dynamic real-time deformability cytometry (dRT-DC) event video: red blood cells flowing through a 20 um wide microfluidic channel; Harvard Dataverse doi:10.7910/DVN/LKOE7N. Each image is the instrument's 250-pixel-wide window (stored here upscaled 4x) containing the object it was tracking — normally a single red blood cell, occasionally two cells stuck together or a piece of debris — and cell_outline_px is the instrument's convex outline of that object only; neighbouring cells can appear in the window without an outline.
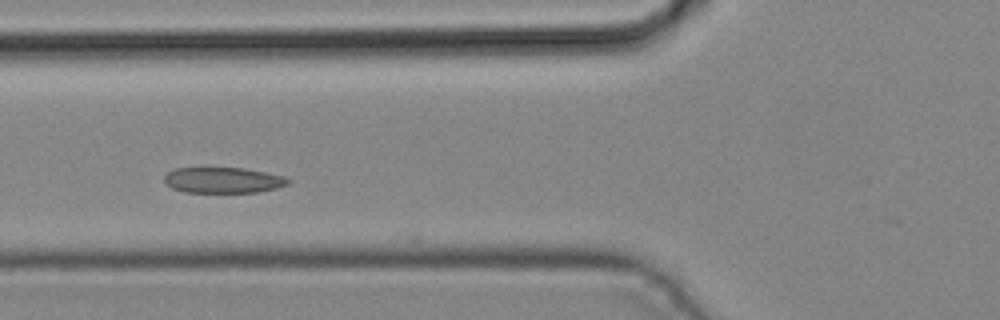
{"species": "common noctule bat (a hibernating species)", "species_latin": "Nyctalus noctula", "temperature_condition": "cold", "stored_images_in_passage": 2, "camera_frame_rate_fps": 3000, "um_per_image_px": 0.085, "animal": {"sex": "male", "body_mass_g": 19.2, "forearm_length_mm": 51.8}, "frame": {"image": 1, "passage_image": 2, "time_ms": 0.333, "image_size_px": [1000, 320], "cell_outline_px": [[292, 180], [288, 184], [276, 188], [256, 192], [184, 192], [172, 188], [164, 184], [164, 176], [168, 172], [176, 168], [244, 168], [284, 176]], "centroid_in_image_um": [18.94, 15.31], "position_along_channel_um": 106.9, "area_um2": 18.55}}